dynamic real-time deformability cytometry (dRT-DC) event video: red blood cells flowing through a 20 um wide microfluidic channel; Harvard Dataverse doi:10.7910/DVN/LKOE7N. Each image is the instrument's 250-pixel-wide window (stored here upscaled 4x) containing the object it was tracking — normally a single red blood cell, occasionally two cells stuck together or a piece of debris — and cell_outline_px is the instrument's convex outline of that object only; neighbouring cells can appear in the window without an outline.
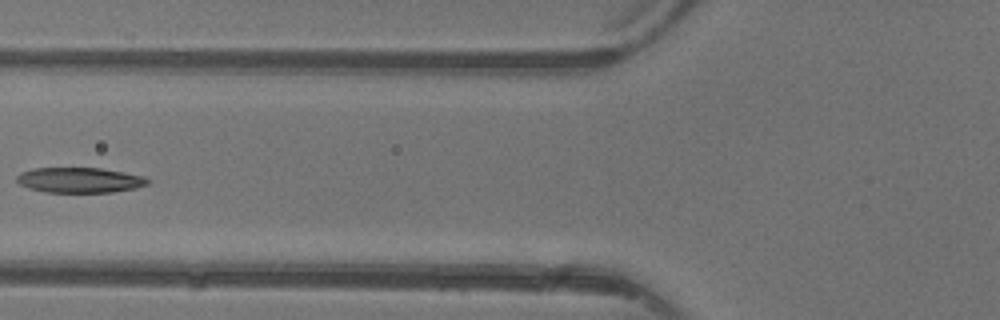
{"species": "common noctule bat (a hibernating species)", "species_latin": "Nyctalus noctula", "temperature_condition": "warm", "stored_images_in_passage": 4, "camera_frame_rate_fps": 3000, "um_per_image_px": 0.085, "animal": {"sex": "female"}, "frame": {"image": 1, "passage_image": 4, "time_ms": 3.667, "image_size_px": [1000, 320], "cell_outline_px": [[152, 180], [148, 184], [136, 188], [112, 192], [44, 192], [28, 188], [20, 184], [16, 180], [16, 176], [20, 172], [32, 168], [100, 168], [144, 176]], "centroid_in_image_um": [6.76, 15.31], "position_along_channel_um": 119.0, "area_um2": 19.36}}